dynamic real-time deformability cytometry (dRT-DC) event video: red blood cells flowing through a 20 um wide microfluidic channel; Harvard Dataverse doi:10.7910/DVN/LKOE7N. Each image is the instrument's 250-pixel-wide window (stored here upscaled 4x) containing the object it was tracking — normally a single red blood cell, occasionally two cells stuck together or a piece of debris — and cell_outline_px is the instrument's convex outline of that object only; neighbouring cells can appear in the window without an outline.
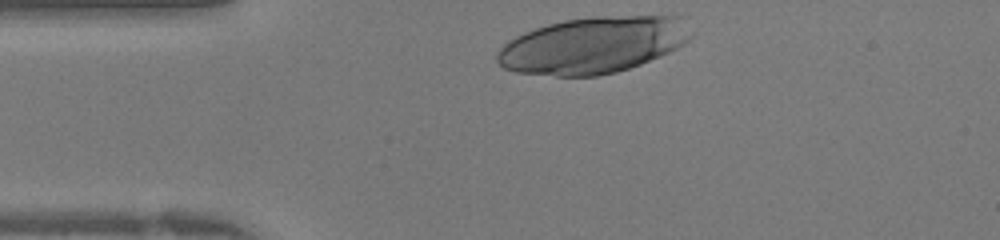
{"species": "human", "species_latin": "Homo sapiens", "temperature_condition": "warm", "stored_images_in_passage": 25, "camera_frame_rate_fps": 3000, "um_per_image_px": 0.085, "donor": {"sex": "female"}, "frame": {"image": 1, "passage_image": 1, "time_ms": 0.0, "image_size_px": [1000, 240], "cell_outline_px": [[696, 32], [688, 40], [676, 48], [660, 56], [640, 64], [616, 72], [596, 76], [556, 76], [516, 72], [504, 68], [496, 60], [496, 52], [508, 40], [524, 32], [548, 24], [564, 20], [596, 16], [680, 16]], "centroid_in_image_um": [50.42, 3.82], "position_along_channel_um": 34.6, "area_um2": 63.98}}